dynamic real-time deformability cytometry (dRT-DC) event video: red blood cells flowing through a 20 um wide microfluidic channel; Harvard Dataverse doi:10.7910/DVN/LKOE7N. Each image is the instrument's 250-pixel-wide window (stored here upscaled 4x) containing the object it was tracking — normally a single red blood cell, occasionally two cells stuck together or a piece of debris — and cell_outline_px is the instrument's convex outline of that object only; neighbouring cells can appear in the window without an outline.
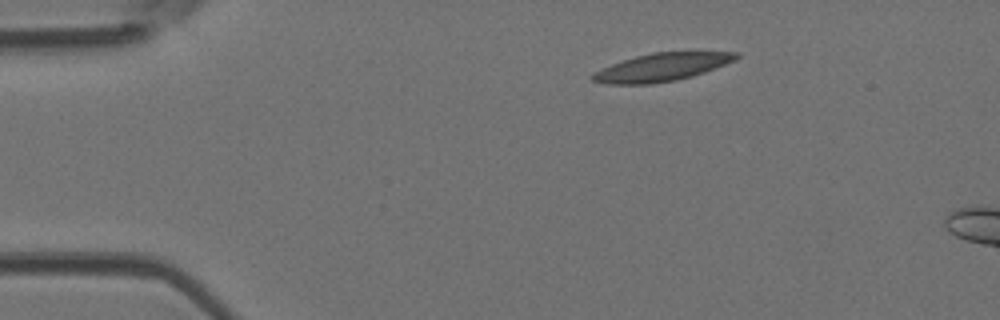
{"species": "Egyptian fruit bat (a non-hibernating species)", "species_latin": "Rousettus aegyptiacus", "temperature_condition": "room temperature", "stored_images_in_passage": 2, "camera_frame_rate_fps": 3000, "um_per_image_px": 0.085, "animal": {"sex": "female"}, "frame": {"image": 1, "passage_image": 1, "time_ms": 0.0, "image_size_px": [1000, 320], "cell_outline_px": [[740, 56], [736, 60], [704, 72], [692, 76], [676, 80], [652, 84], [608, 84], [592, 80], [588, 76], [612, 64], [636, 56], [652, 52], [740, 52]], "centroid_in_image_um": [56.27, 5.71], "position_along_channel_um": 28.7, "area_um2": 23.18}}